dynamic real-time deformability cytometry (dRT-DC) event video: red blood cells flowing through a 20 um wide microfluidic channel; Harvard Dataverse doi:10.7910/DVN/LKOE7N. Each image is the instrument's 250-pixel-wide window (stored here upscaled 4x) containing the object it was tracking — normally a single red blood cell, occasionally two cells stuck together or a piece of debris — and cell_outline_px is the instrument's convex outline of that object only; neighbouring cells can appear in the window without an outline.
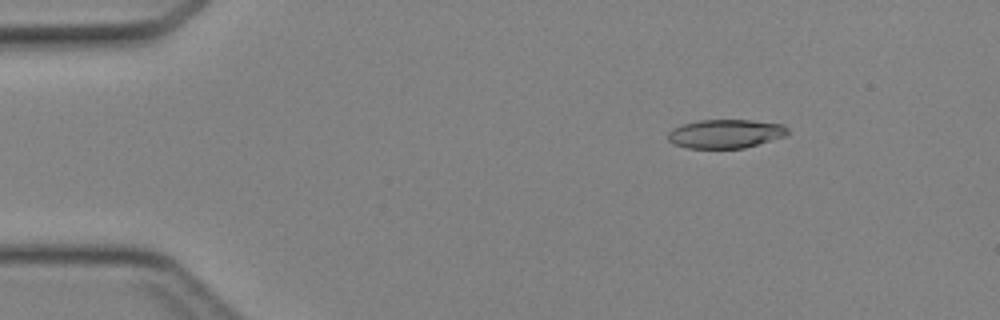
{"species": "Egyptian fruit bat (a non-hibernating species)", "species_latin": "Rousettus aegyptiacus", "temperature_condition": "cold", "stored_images_in_passage": 45, "camera_frame_rate_fps": 3000, "um_per_image_px": 0.085, "animal": {"sex": "female"}, "frame": {"image": 1, "passage_image": 6, "time_ms": 1.667, "image_size_px": [1000, 320], "cell_outline_px": [[788, 136], [744, 148], [688, 148], [672, 144], [668, 140], [668, 132], [672, 128], [684, 124], [700, 120], [752, 120], [780, 124], [788, 128]], "centroid_in_image_um": [61.67, 11.37], "position_along_channel_um": 23.3, "area_um2": 20.17}}
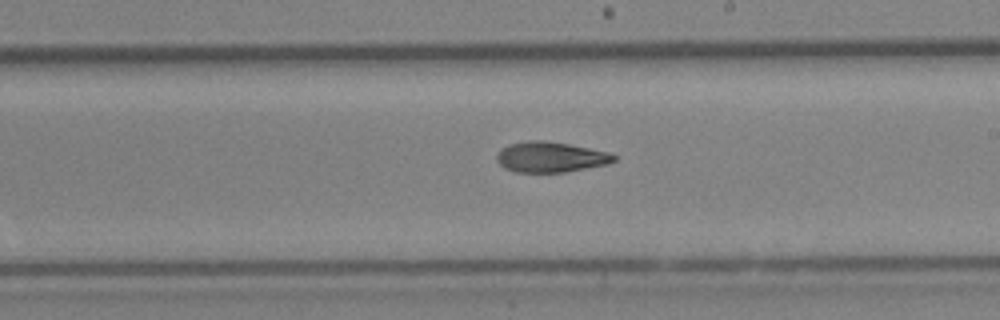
{"frame": {"image": 2, "passage_image": 26, "time_ms": 8.333, "image_size_px": [1000, 320], "cell_outline_px": [[616, 160], [608, 164], [564, 172], [516, 172], [504, 168], [496, 160], [496, 156], [500, 148], [508, 144], [528, 140], [544, 140], [568, 144], [608, 152], [616, 156]], "centroid_in_image_um": [46.75, 13.34], "position_along_channel_um": 242.2, "area_um2": 20.81}}
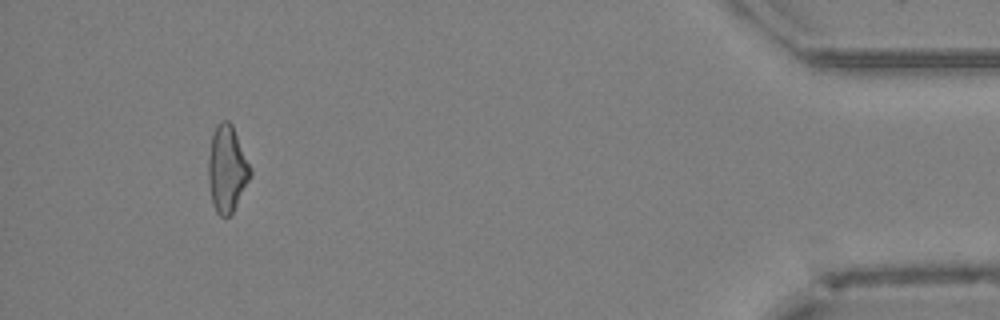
{"frame": {"image": 3, "passage_image": 42, "time_ms": 13.667, "image_size_px": [1000, 320], "cell_outline_px": [[252, 176], [232, 212], [228, 216], [220, 216], [216, 212], [212, 204], [208, 180], [208, 156], [212, 136], [216, 124], [220, 120], [228, 120], [232, 124], [252, 172]], "centroid_in_image_um": [19.28, 14.35], "position_along_channel_um": 415.9, "area_um2": 21.1}}